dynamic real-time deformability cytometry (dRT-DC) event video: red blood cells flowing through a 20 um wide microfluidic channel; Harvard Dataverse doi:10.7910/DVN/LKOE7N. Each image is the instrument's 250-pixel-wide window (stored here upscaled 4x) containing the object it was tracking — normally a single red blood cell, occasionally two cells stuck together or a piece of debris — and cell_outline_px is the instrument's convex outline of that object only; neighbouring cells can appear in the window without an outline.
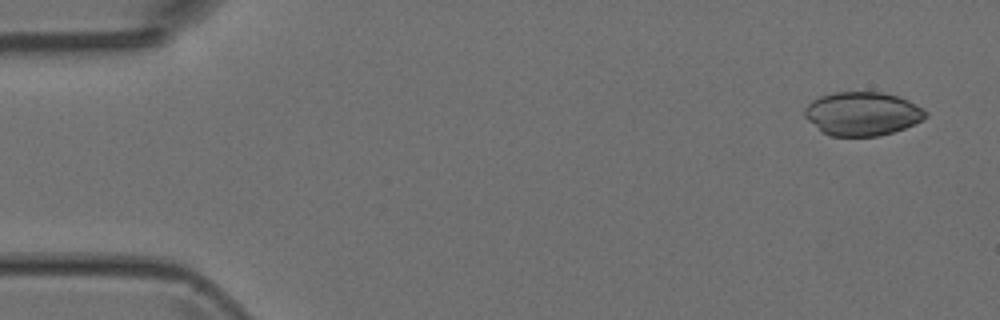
{"species": "Egyptian fruit bat (a non-hibernating species)", "species_latin": "Rousettus aegyptiacus", "temperature_condition": "room temperature", "stored_images_in_passage": 5, "camera_frame_rate_fps": 3000, "um_per_image_px": 0.085, "animal": {"sex": "female"}, "frame": {"image": 1, "passage_image": 1, "time_ms": 0.0, "image_size_px": [1000, 320], "cell_outline_px": [[928, 116], [904, 128], [892, 132], [876, 136], [832, 136], [820, 132], [804, 116], [804, 108], [812, 100], [820, 96], [832, 92], [880, 92], [900, 96], [924, 108], [928, 112]], "centroid_in_image_um": [73.28, 9.66], "position_along_channel_um": 11.7, "area_um2": 30.92}}
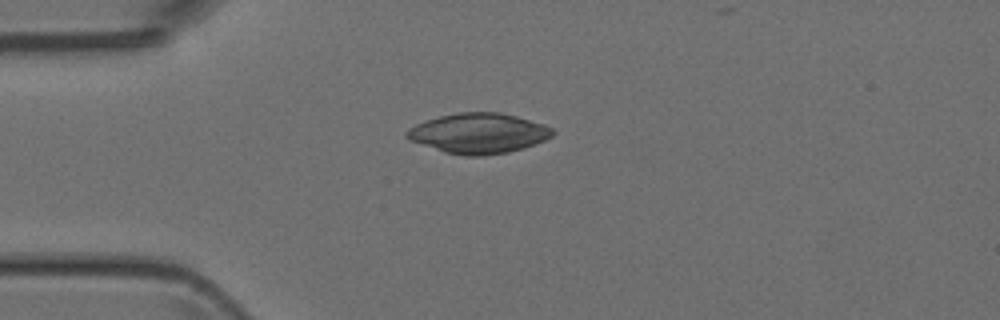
{"frame": {"image": 2, "passage_image": 4, "time_ms": 3.333, "image_size_px": [1000, 320], "cell_outline_px": [[556, 132], [552, 136], [536, 144], [524, 148], [508, 152], [484, 156], [464, 156], [444, 152], [408, 140], [404, 136], [408, 128], [424, 120], [456, 112], [500, 112], [516, 116], [544, 124], [552, 128]], "centroid_in_image_um": [40.66, 11.33], "position_along_channel_um": 44.3, "area_um2": 34.45}}